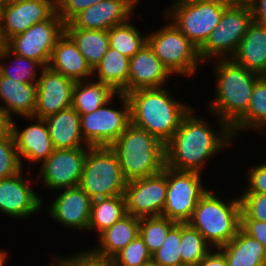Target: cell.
<instances>
[{
    "label": "cell",
    "mask_w": 266,
    "mask_h": 266,
    "mask_svg": "<svg viewBox=\"0 0 266 266\" xmlns=\"http://www.w3.org/2000/svg\"><path fill=\"white\" fill-rule=\"evenodd\" d=\"M210 116L216 119L218 130H214L208 119L199 117L195 107L182 119L180 127L165 144L166 167L202 174L206 161L210 162L233 145L235 138L231 127L216 115Z\"/></svg>",
    "instance_id": "cell-1"
},
{
    "label": "cell",
    "mask_w": 266,
    "mask_h": 266,
    "mask_svg": "<svg viewBox=\"0 0 266 266\" xmlns=\"http://www.w3.org/2000/svg\"><path fill=\"white\" fill-rule=\"evenodd\" d=\"M140 89L126 94L130 104L131 124L146 130L166 144L180 127L182 119L193 108L179 101L172 89Z\"/></svg>",
    "instance_id": "cell-2"
},
{
    "label": "cell",
    "mask_w": 266,
    "mask_h": 266,
    "mask_svg": "<svg viewBox=\"0 0 266 266\" xmlns=\"http://www.w3.org/2000/svg\"><path fill=\"white\" fill-rule=\"evenodd\" d=\"M211 70L216 79L213 80L215 95L206 105L208 114L216 115L232 127L247 112L253 87L261 76L231 59H216Z\"/></svg>",
    "instance_id": "cell-3"
},
{
    "label": "cell",
    "mask_w": 266,
    "mask_h": 266,
    "mask_svg": "<svg viewBox=\"0 0 266 266\" xmlns=\"http://www.w3.org/2000/svg\"><path fill=\"white\" fill-rule=\"evenodd\" d=\"M211 189L200 198L187 223L197 229L212 248H220L240 229L241 200L240 196L224 199Z\"/></svg>",
    "instance_id": "cell-4"
},
{
    "label": "cell",
    "mask_w": 266,
    "mask_h": 266,
    "mask_svg": "<svg viewBox=\"0 0 266 266\" xmlns=\"http://www.w3.org/2000/svg\"><path fill=\"white\" fill-rule=\"evenodd\" d=\"M110 148L116 153L127 181L153 176L165 167V144L132 124Z\"/></svg>",
    "instance_id": "cell-5"
},
{
    "label": "cell",
    "mask_w": 266,
    "mask_h": 266,
    "mask_svg": "<svg viewBox=\"0 0 266 266\" xmlns=\"http://www.w3.org/2000/svg\"><path fill=\"white\" fill-rule=\"evenodd\" d=\"M161 15L164 22H168L147 34V44L175 77L197 76L203 64L198 48L169 19Z\"/></svg>",
    "instance_id": "cell-6"
},
{
    "label": "cell",
    "mask_w": 266,
    "mask_h": 266,
    "mask_svg": "<svg viewBox=\"0 0 266 266\" xmlns=\"http://www.w3.org/2000/svg\"><path fill=\"white\" fill-rule=\"evenodd\" d=\"M126 184L118 157L110 147L88 148L79 186L92 200L124 195Z\"/></svg>",
    "instance_id": "cell-7"
},
{
    "label": "cell",
    "mask_w": 266,
    "mask_h": 266,
    "mask_svg": "<svg viewBox=\"0 0 266 266\" xmlns=\"http://www.w3.org/2000/svg\"><path fill=\"white\" fill-rule=\"evenodd\" d=\"M116 97L121 107L112 106ZM79 115L82 136L90 147H110L131 124L130 104L123 93H117L92 113Z\"/></svg>",
    "instance_id": "cell-8"
},
{
    "label": "cell",
    "mask_w": 266,
    "mask_h": 266,
    "mask_svg": "<svg viewBox=\"0 0 266 266\" xmlns=\"http://www.w3.org/2000/svg\"><path fill=\"white\" fill-rule=\"evenodd\" d=\"M252 22L250 5L225 8L220 23L198 49L200 61L209 64L216 59H230Z\"/></svg>",
    "instance_id": "cell-9"
},
{
    "label": "cell",
    "mask_w": 266,
    "mask_h": 266,
    "mask_svg": "<svg viewBox=\"0 0 266 266\" xmlns=\"http://www.w3.org/2000/svg\"><path fill=\"white\" fill-rule=\"evenodd\" d=\"M163 15L198 49L221 21L225 7L191 0H171Z\"/></svg>",
    "instance_id": "cell-10"
},
{
    "label": "cell",
    "mask_w": 266,
    "mask_h": 266,
    "mask_svg": "<svg viewBox=\"0 0 266 266\" xmlns=\"http://www.w3.org/2000/svg\"><path fill=\"white\" fill-rule=\"evenodd\" d=\"M202 176L204 173L167 167V193L162 216L176 223H187L198 201L209 189L201 180Z\"/></svg>",
    "instance_id": "cell-11"
},
{
    "label": "cell",
    "mask_w": 266,
    "mask_h": 266,
    "mask_svg": "<svg viewBox=\"0 0 266 266\" xmlns=\"http://www.w3.org/2000/svg\"><path fill=\"white\" fill-rule=\"evenodd\" d=\"M64 32L65 23L56 12L50 19L14 35L5 45L16 55L34 59L47 67L52 50Z\"/></svg>",
    "instance_id": "cell-12"
},
{
    "label": "cell",
    "mask_w": 266,
    "mask_h": 266,
    "mask_svg": "<svg viewBox=\"0 0 266 266\" xmlns=\"http://www.w3.org/2000/svg\"><path fill=\"white\" fill-rule=\"evenodd\" d=\"M88 148L55 149L37 168L36 183L43 182L45 189L53 194L60 189L79 186Z\"/></svg>",
    "instance_id": "cell-13"
},
{
    "label": "cell",
    "mask_w": 266,
    "mask_h": 266,
    "mask_svg": "<svg viewBox=\"0 0 266 266\" xmlns=\"http://www.w3.org/2000/svg\"><path fill=\"white\" fill-rule=\"evenodd\" d=\"M24 172L25 169H22L12 177L0 179V212L11 219L21 221L37 215V212L40 213L45 203L43 195L36 192L33 185L36 177L31 180Z\"/></svg>",
    "instance_id": "cell-14"
},
{
    "label": "cell",
    "mask_w": 266,
    "mask_h": 266,
    "mask_svg": "<svg viewBox=\"0 0 266 266\" xmlns=\"http://www.w3.org/2000/svg\"><path fill=\"white\" fill-rule=\"evenodd\" d=\"M167 193V167L149 177L127 181L124 197L128 214L142 218L161 216Z\"/></svg>",
    "instance_id": "cell-15"
},
{
    "label": "cell",
    "mask_w": 266,
    "mask_h": 266,
    "mask_svg": "<svg viewBox=\"0 0 266 266\" xmlns=\"http://www.w3.org/2000/svg\"><path fill=\"white\" fill-rule=\"evenodd\" d=\"M54 195L53 202L49 203L46 209L48 210L47 216H50L48 218L68 231L75 229V231L86 233L92 204V199L88 194L77 186L57 190Z\"/></svg>",
    "instance_id": "cell-16"
},
{
    "label": "cell",
    "mask_w": 266,
    "mask_h": 266,
    "mask_svg": "<svg viewBox=\"0 0 266 266\" xmlns=\"http://www.w3.org/2000/svg\"><path fill=\"white\" fill-rule=\"evenodd\" d=\"M21 119L30 121L29 125L23 126L22 129L17 126V121L11 120V131L15 139L17 154L23 169L27 161V163L31 162L30 165H33V169L36 170L37 166L39 167V164L41 165L51 156L55 149L45 119L34 116L21 117Z\"/></svg>",
    "instance_id": "cell-17"
},
{
    "label": "cell",
    "mask_w": 266,
    "mask_h": 266,
    "mask_svg": "<svg viewBox=\"0 0 266 266\" xmlns=\"http://www.w3.org/2000/svg\"><path fill=\"white\" fill-rule=\"evenodd\" d=\"M57 12L56 0H24L0 7V33L6 43L32 25L50 19Z\"/></svg>",
    "instance_id": "cell-18"
},
{
    "label": "cell",
    "mask_w": 266,
    "mask_h": 266,
    "mask_svg": "<svg viewBox=\"0 0 266 266\" xmlns=\"http://www.w3.org/2000/svg\"><path fill=\"white\" fill-rule=\"evenodd\" d=\"M140 0H102L75 15L65 28L109 30L134 17Z\"/></svg>",
    "instance_id": "cell-19"
},
{
    "label": "cell",
    "mask_w": 266,
    "mask_h": 266,
    "mask_svg": "<svg viewBox=\"0 0 266 266\" xmlns=\"http://www.w3.org/2000/svg\"><path fill=\"white\" fill-rule=\"evenodd\" d=\"M75 81L45 67L36 83L34 117L43 118L71 106Z\"/></svg>",
    "instance_id": "cell-20"
},
{
    "label": "cell",
    "mask_w": 266,
    "mask_h": 266,
    "mask_svg": "<svg viewBox=\"0 0 266 266\" xmlns=\"http://www.w3.org/2000/svg\"><path fill=\"white\" fill-rule=\"evenodd\" d=\"M171 76L175 78L146 43L130 58L128 93L140 89L168 86L166 83L171 81Z\"/></svg>",
    "instance_id": "cell-21"
},
{
    "label": "cell",
    "mask_w": 266,
    "mask_h": 266,
    "mask_svg": "<svg viewBox=\"0 0 266 266\" xmlns=\"http://www.w3.org/2000/svg\"><path fill=\"white\" fill-rule=\"evenodd\" d=\"M47 67L75 82L91 80L93 77V69L66 32L57 40Z\"/></svg>",
    "instance_id": "cell-22"
},
{
    "label": "cell",
    "mask_w": 266,
    "mask_h": 266,
    "mask_svg": "<svg viewBox=\"0 0 266 266\" xmlns=\"http://www.w3.org/2000/svg\"><path fill=\"white\" fill-rule=\"evenodd\" d=\"M230 59L251 72L266 76V26L253 21Z\"/></svg>",
    "instance_id": "cell-23"
},
{
    "label": "cell",
    "mask_w": 266,
    "mask_h": 266,
    "mask_svg": "<svg viewBox=\"0 0 266 266\" xmlns=\"http://www.w3.org/2000/svg\"><path fill=\"white\" fill-rule=\"evenodd\" d=\"M35 105L36 83H20L0 74V106L11 120L34 116Z\"/></svg>",
    "instance_id": "cell-24"
},
{
    "label": "cell",
    "mask_w": 266,
    "mask_h": 266,
    "mask_svg": "<svg viewBox=\"0 0 266 266\" xmlns=\"http://www.w3.org/2000/svg\"><path fill=\"white\" fill-rule=\"evenodd\" d=\"M54 149L90 147L81 133L80 115L71 106L45 118Z\"/></svg>",
    "instance_id": "cell-25"
},
{
    "label": "cell",
    "mask_w": 266,
    "mask_h": 266,
    "mask_svg": "<svg viewBox=\"0 0 266 266\" xmlns=\"http://www.w3.org/2000/svg\"><path fill=\"white\" fill-rule=\"evenodd\" d=\"M140 218L126 214L111 227L101 232L90 249L99 256L113 258L139 235ZM98 238V239H97Z\"/></svg>",
    "instance_id": "cell-26"
},
{
    "label": "cell",
    "mask_w": 266,
    "mask_h": 266,
    "mask_svg": "<svg viewBox=\"0 0 266 266\" xmlns=\"http://www.w3.org/2000/svg\"><path fill=\"white\" fill-rule=\"evenodd\" d=\"M229 266H266V252L263 245L241 228L225 245L218 248Z\"/></svg>",
    "instance_id": "cell-27"
},
{
    "label": "cell",
    "mask_w": 266,
    "mask_h": 266,
    "mask_svg": "<svg viewBox=\"0 0 266 266\" xmlns=\"http://www.w3.org/2000/svg\"><path fill=\"white\" fill-rule=\"evenodd\" d=\"M130 58L111 47L93 68L92 79L110 85L117 93H128Z\"/></svg>",
    "instance_id": "cell-28"
},
{
    "label": "cell",
    "mask_w": 266,
    "mask_h": 266,
    "mask_svg": "<svg viewBox=\"0 0 266 266\" xmlns=\"http://www.w3.org/2000/svg\"><path fill=\"white\" fill-rule=\"evenodd\" d=\"M251 95L247 112L231 127L235 139L242 131L266 136V76L255 82Z\"/></svg>",
    "instance_id": "cell-29"
},
{
    "label": "cell",
    "mask_w": 266,
    "mask_h": 266,
    "mask_svg": "<svg viewBox=\"0 0 266 266\" xmlns=\"http://www.w3.org/2000/svg\"><path fill=\"white\" fill-rule=\"evenodd\" d=\"M117 92L107 84L93 79L75 82L71 107L79 114H89L110 101Z\"/></svg>",
    "instance_id": "cell-30"
},
{
    "label": "cell",
    "mask_w": 266,
    "mask_h": 266,
    "mask_svg": "<svg viewBox=\"0 0 266 266\" xmlns=\"http://www.w3.org/2000/svg\"><path fill=\"white\" fill-rule=\"evenodd\" d=\"M127 214L124 195L92 200L90 222L87 231L98 236Z\"/></svg>",
    "instance_id": "cell-31"
},
{
    "label": "cell",
    "mask_w": 266,
    "mask_h": 266,
    "mask_svg": "<svg viewBox=\"0 0 266 266\" xmlns=\"http://www.w3.org/2000/svg\"><path fill=\"white\" fill-rule=\"evenodd\" d=\"M65 32L73 39L92 69L101 61L110 47L108 30L65 28Z\"/></svg>",
    "instance_id": "cell-32"
},
{
    "label": "cell",
    "mask_w": 266,
    "mask_h": 266,
    "mask_svg": "<svg viewBox=\"0 0 266 266\" xmlns=\"http://www.w3.org/2000/svg\"><path fill=\"white\" fill-rule=\"evenodd\" d=\"M44 68L39 61L16 55L6 45L1 51L0 74L17 82L37 83Z\"/></svg>",
    "instance_id": "cell-33"
},
{
    "label": "cell",
    "mask_w": 266,
    "mask_h": 266,
    "mask_svg": "<svg viewBox=\"0 0 266 266\" xmlns=\"http://www.w3.org/2000/svg\"><path fill=\"white\" fill-rule=\"evenodd\" d=\"M131 19L134 18L108 30L109 46L128 58L134 56L147 43V33L145 35L141 32Z\"/></svg>",
    "instance_id": "cell-34"
},
{
    "label": "cell",
    "mask_w": 266,
    "mask_h": 266,
    "mask_svg": "<svg viewBox=\"0 0 266 266\" xmlns=\"http://www.w3.org/2000/svg\"><path fill=\"white\" fill-rule=\"evenodd\" d=\"M180 257L185 266H196L212 249L203 235L188 223H181Z\"/></svg>",
    "instance_id": "cell-35"
},
{
    "label": "cell",
    "mask_w": 266,
    "mask_h": 266,
    "mask_svg": "<svg viewBox=\"0 0 266 266\" xmlns=\"http://www.w3.org/2000/svg\"><path fill=\"white\" fill-rule=\"evenodd\" d=\"M175 224L176 222L162 215L140 218L139 235L151 254L162 246L167 238L169 230Z\"/></svg>",
    "instance_id": "cell-36"
},
{
    "label": "cell",
    "mask_w": 266,
    "mask_h": 266,
    "mask_svg": "<svg viewBox=\"0 0 266 266\" xmlns=\"http://www.w3.org/2000/svg\"><path fill=\"white\" fill-rule=\"evenodd\" d=\"M181 223H176L168 232L162 246L151 254V260L162 266H185L180 257Z\"/></svg>",
    "instance_id": "cell-37"
},
{
    "label": "cell",
    "mask_w": 266,
    "mask_h": 266,
    "mask_svg": "<svg viewBox=\"0 0 266 266\" xmlns=\"http://www.w3.org/2000/svg\"><path fill=\"white\" fill-rule=\"evenodd\" d=\"M12 131L0 136V179L12 177L22 170Z\"/></svg>",
    "instance_id": "cell-38"
},
{
    "label": "cell",
    "mask_w": 266,
    "mask_h": 266,
    "mask_svg": "<svg viewBox=\"0 0 266 266\" xmlns=\"http://www.w3.org/2000/svg\"><path fill=\"white\" fill-rule=\"evenodd\" d=\"M112 259L115 266H144L151 261V253L141 236L138 235Z\"/></svg>",
    "instance_id": "cell-39"
},
{
    "label": "cell",
    "mask_w": 266,
    "mask_h": 266,
    "mask_svg": "<svg viewBox=\"0 0 266 266\" xmlns=\"http://www.w3.org/2000/svg\"><path fill=\"white\" fill-rule=\"evenodd\" d=\"M241 219H254L266 222V194L240 193Z\"/></svg>",
    "instance_id": "cell-40"
},
{
    "label": "cell",
    "mask_w": 266,
    "mask_h": 266,
    "mask_svg": "<svg viewBox=\"0 0 266 266\" xmlns=\"http://www.w3.org/2000/svg\"><path fill=\"white\" fill-rule=\"evenodd\" d=\"M70 266H115L112 258L99 256L90 247L61 256Z\"/></svg>",
    "instance_id": "cell-41"
},
{
    "label": "cell",
    "mask_w": 266,
    "mask_h": 266,
    "mask_svg": "<svg viewBox=\"0 0 266 266\" xmlns=\"http://www.w3.org/2000/svg\"><path fill=\"white\" fill-rule=\"evenodd\" d=\"M247 168L245 178L247 179L246 188L241 193H264L266 194V161L256 163Z\"/></svg>",
    "instance_id": "cell-42"
},
{
    "label": "cell",
    "mask_w": 266,
    "mask_h": 266,
    "mask_svg": "<svg viewBox=\"0 0 266 266\" xmlns=\"http://www.w3.org/2000/svg\"><path fill=\"white\" fill-rule=\"evenodd\" d=\"M102 0H56L57 14L67 24L75 15Z\"/></svg>",
    "instance_id": "cell-43"
},
{
    "label": "cell",
    "mask_w": 266,
    "mask_h": 266,
    "mask_svg": "<svg viewBox=\"0 0 266 266\" xmlns=\"http://www.w3.org/2000/svg\"><path fill=\"white\" fill-rule=\"evenodd\" d=\"M240 228L246 234L258 240L263 245L266 252V222L254 219H241Z\"/></svg>",
    "instance_id": "cell-44"
},
{
    "label": "cell",
    "mask_w": 266,
    "mask_h": 266,
    "mask_svg": "<svg viewBox=\"0 0 266 266\" xmlns=\"http://www.w3.org/2000/svg\"><path fill=\"white\" fill-rule=\"evenodd\" d=\"M196 266H229L225 255L218 249L211 251Z\"/></svg>",
    "instance_id": "cell-45"
},
{
    "label": "cell",
    "mask_w": 266,
    "mask_h": 266,
    "mask_svg": "<svg viewBox=\"0 0 266 266\" xmlns=\"http://www.w3.org/2000/svg\"><path fill=\"white\" fill-rule=\"evenodd\" d=\"M250 6L253 12V21L266 26V0H251Z\"/></svg>",
    "instance_id": "cell-46"
},
{
    "label": "cell",
    "mask_w": 266,
    "mask_h": 266,
    "mask_svg": "<svg viewBox=\"0 0 266 266\" xmlns=\"http://www.w3.org/2000/svg\"><path fill=\"white\" fill-rule=\"evenodd\" d=\"M220 5L222 7H244L250 5L251 0H191Z\"/></svg>",
    "instance_id": "cell-47"
},
{
    "label": "cell",
    "mask_w": 266,
    "mask_h": 266,
    "mask_svg": "<svg viewBox=\"0 0 266 266\" xmlns=\"http://www.w3.org/2000/svg\"><path fill=\"white\" fill-rule=\"evenodd\" d=\"M11 131V119L7 116L5 110L0 106V136Z\"/></svg>",
    "instance_id": "cell-48"
},
{
    "label": "cell",
    "mask_w": 266,
    "mask_h": 266,
    "mask_svg": "<svg viewBox=\"0 0 266 266\" xmlns=\"http://www.w3.org/2000/svg\"><path fill=\"white\" fill-rule=\"evenodd\" d=\"M51 256L52 259L50 260L52 261H49V266H67V262L61 256H58L57 254L54 255V253Z\"/></svg>",
    "instance_id": "cell-49"
},
{
    "label": "cell",
    "mask_w": 266,
    "mask_h": 266,
    "mask_svg": "<svg viewBox=\"0 0 266 266\" xmlns=\"http://www.w3.org/2000/svg\"><path fill=\"white\" fill-rule=\"evenodd\" d=\"M8 252L6 251V249H1L0 248V266H7V262H8V259L10 258L8 256Z\"/></svg>",
    "instance_id": "cell-50"
},
{
    "label": "cell",
    "mask_w": 266,
    "mask_h": 266,
    "mask_svg": "<svg viewBox=\"0 0 266 266\" xmlns=\"http://www.w3.org/2000/svg\"><path fill=\"white\" fill-rule=\"evenodd\" d=\"M24 0H0V6H6L14 3H18Z\"/></svg>",
    "instance_id": "cell-51"
},
{
    "label": "cell",
    "mask_w": 266,
    "mask_h": 266,
    "mask_svg": "<svg viewBox=\"0 0 266 266\" xmlns=\"http://www.w3.org/2000/svg\"><path fill=\"white\" fill-rule=\"evenodd\" d=\"M144 266H162V265H159L158 263H155L154 261H149L147 262Z\"/></svg>",
    "instance_id": "cell-52"
},
{
    "label": "cell",
    "mask_w": 266,
    "mask_h": 266,
    "mask_svg": "<svg viewBox=\"0 0 266 266\" xmlns=\"http://www.w3.org/2000/svg\"><path fill=\"white\" fill-rule=\"evenodd\" d=\"M4 46H5V42L3 41L1 33H0V54H1V51L4 48Z\"/></svg>",
    "instance_id": "cell-53"
}]
</instances>
